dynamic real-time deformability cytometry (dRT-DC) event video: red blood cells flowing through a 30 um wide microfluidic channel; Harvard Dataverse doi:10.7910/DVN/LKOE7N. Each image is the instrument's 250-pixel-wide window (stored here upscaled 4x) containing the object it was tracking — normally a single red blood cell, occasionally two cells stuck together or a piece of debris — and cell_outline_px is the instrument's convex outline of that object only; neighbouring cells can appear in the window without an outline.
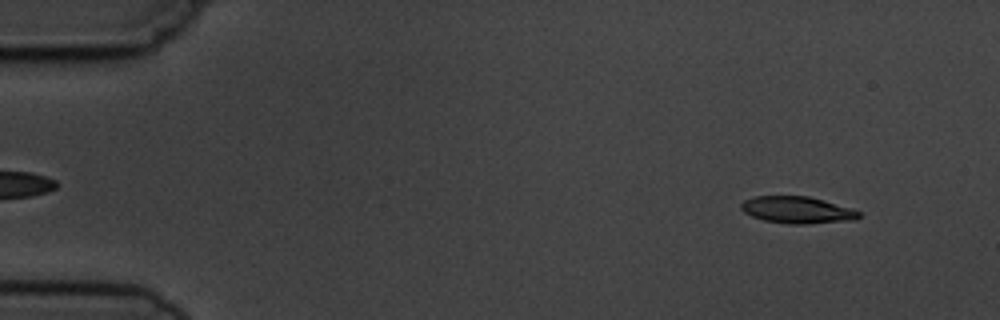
{"species": "common noctule bat (a hibernating species)", "species_latin": "Nyctalus noctula", "temperature_condition": "cold", "stored_images_in_passage": 4, "camera_frame_rate_fps": 3000, "um_per_image_px": 0.085, "animal": {"sex": "male", "body_mass_g": 19.5, "forearm_length_mm": 54.6}, "frame": {"image": 1, "passage_image": 1, "time_ms": 0.0, "image_size_px": [1000, 320], "cell_outline_px": [[860, 216], [856, 220], [808, 224], [788, 224], [764, 220], [752, 216], [744, 212], [740, 208], [740, 204], [744, 200], [756, 196], [808, 196], [824, 200], [852, 208], [860, 212]], "centroid_in_image_um": [67.78, 17.85], "position_along_channel_um": 17.2, "area_um2": 18.55}}
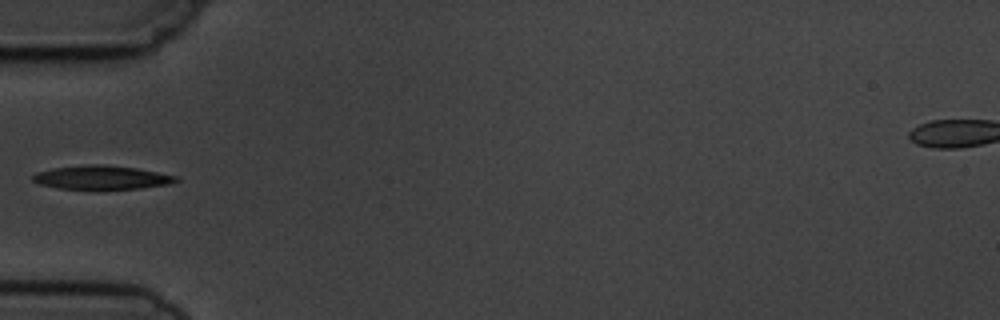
{"frame": {"image": 2, "passage_image": 4, "time_ms": 4.333, "image_size_px": [1000, 320], "cell_outline_px": [[180, 180], [168, 184], [140, 188], [60, 188], [40, 184], [32, 180], [32, 176], [36, 172], [52, 168], [92, 164], [104, 164], [136, 168], [176, 176]], "centroid_in_image_um": [8.62, 15.06], "position_along_channel_um": 76.4, "area_um2": 19.36}}